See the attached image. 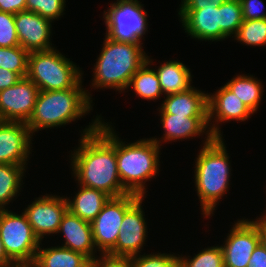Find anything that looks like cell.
<instances>
[{"mask_svg":"<svg viewBox=\"0 0 266 267\" xmlns=\"http://www.w3.org/2000/svg\"><path fill=\"white\" fill-rule=\"evenodd\" d=\"M141 197L124 215L116 245L107 253L114 257L131 258L140 255L147 237V223Z\"/></svg>","mask_w":266,"mask_h":267,"instance_id":"8fae6325","label":"cell"},{"mask_svg":"<svg viewBox=\"0 0 266 267\" xmlns=\"http://www.w3.org/2000/svg\"><path fill=\"white\" fill-rule=\"evenodd\" d=\"M19 46L15 28V14L0 12V47Z\"/></svg>","mask_w":266,"mask_h":267,"instance_id":"d6a6232c","label":"cell"},{"mask_svg":"<svg viewBox=\"0 0 266 267\" xmlns=\"http://www.w3.org/2000/svg\"><path fill=\"white\" fill-rule=\"evenodd\" d=\"M0 238L7 255L15 262H34L42 243L33 232L24 212L0 210Z\"/></svg>","mask_w":266,"mask_h":267,"instance_id":"ba28073f","label":"cell"},{"mask_svg":"<svg viewBox=\"0 0 266 267\" xmlns=\"http://www.w3.org/2000/svg\"><path fill=\"white\" fill-rule=\"evenodd\" d=\"M29 52L19 46L0 47V68L17 73L21 78L27 76Z\"/></svg>","mask_w":266,"mask_h":267,"instance_id":"83f0119b","label":"cell"},{"mask_svg":"<svg viewBox=\"0 0 266 267\" xmlns=\"http://www.w3.org/2000/svg\"><path fill=\"white\" fill-rule=\"evenodd\" d=\"M207 95L192 87L187 91L175 93L164 98L160 114H175L186 117H208Z\"/></svg>","mask_w":266,"mask_h":267,"instance_id":"ffe728a7","label":"cell"},{"mask_svg":"<svg viewBox=\"0 0 266 267\" xmlns=\"http://www.w3.org/2000/svg\"><path fill=\"white\" fill-rule=\"evenodd\" d=\"M243 20H260L266 18V11L261 10L264 7L262 0H240ZM262 7V9H260Z\"/></svg>","mask_w":266,"mask_h":267,"instance_id":"836d02e7","label":"cell"},{"mask_svg":"<svg viewBox=\"0 0 266 267\" xmlns=\"http://www.w3.org/2000/svg\"><path fill=\"white\" fill-rule=\"evenodd\" d=\"M223 252L224 267H249V260L260 243L259 218L238 220L228 233Z\"/></svg>","mask_w":266,"mask_h":267,"instance_id":"30bf717a","label":"cell"},{"mask_svg":"<svg viewBox=\"0 0 266 267\" xmlns=\"http://www.w3.org/2000/svg\"><path fill=\"white\" fill-rule=\"evenodd\" d=\"M235 40L248 46H266V18L260 20H243Z\"/></svg>","mask_w":266,"mask_h":267,"instance_id":"f1b7e54d","label":"cell"},{"mask_svg":"<svg viewBox=\"0 0 266 267\" xmlns=\"http://www.w3.org/2000/svg\"><path fill=\"white\" fill-rule=\"evenodd\" d=\"M142 44L116 42L106 36L93 68L92 88L127 90L131 77L147 60Z\"/></svg>","mask_w":266,"mask_h":267,"instance_id":"277c9868","label":"cell"},{"mask_svg":"<svg viewBox=\"0 0 266 267\" xmlns=\"http://www.w3.org/2000/svg\"><path fill=\"white\" fill-rule=\"evenodd\" d=\"M66 0H26V10L51 21L63 16Z\"/></svg>","mask_w":266,"mask_h":267,"instance_id":"4dcf8cb0","label":"cell"},{"mask_svg":"<svg viewBox=\"0 0 266 267\" xmlns=\"http://www.w3.org/2000/svg\"><path fill=\"white\" fill-rule=\"evenodd\" d=\"M249 267H266V248L259 243L249 260Z\"/></svg>","mask_w":266,"mask_h":267,"instance_id":"74e56055","label":"cell"},{"mask_svg":"<svg viewBox=\"0 0 266 267\" xmlns=\"http://www.w3.org/2000/svg\"><path fill=\"white\" fill-rule=\"evenodd\" d=\"M260 243L266 248V217L262 215L259 218Z\"/></svg>","mask_w":266,"mask_h":267,"instance_id":"60d3db41","label":"cell"},{"mask_svg":"<svg viewBox=\"0 0 266 267\" xmlns=\"http://www.w3.org/2000/svg\"><path fill=\"white\" fill-rule=\"evenodd\" d=\"M227 0H182L179 10H201L203 7L217 8Z\"/></svg>","mask_w":266,"mask_h":267,"instance_id":"d590c367","label":"cell"},{"mask_svg":"<svg viewBox=\"0 0 266 267\" xmlns=\"http://www.w3.org/2000/svg\"><path fill=\"white\" fill-rule=\"evenodd\" d=\"M79 186V191L73 200L66 197L68 210L80 219L91 223L110 199V196L101 190Z\"/></svg>","mask_w":266,"mask_h":267,"instance_id":"44dd1931","label":"cell"},{"mask_svg":"<svg viewBox=\"0 0 266 267\" xmlns=\"http://www.w3.org/2000/svg\"><path fill=\"white\" fill-rule=\"evenodd\" d=\"M188 257L178 254L179 267H224L223 252L219 245L204 248L195 256Z\"/></svg>","mask_w":266,"mask_h":267,"instance_id":"f546056e","label":"cell"},{"mask_svg":"<svg viewBox=\"0 0 266 267\" xmlns=\"http://www.w3.org/2000/svg\"><path fill=\"white\" fill-rule=\"evenodd\" d=\"M91 260L84 254L62 246H39L34 264L36 267H87Z\"/></svg>","mask_w":266,"mask_h":267,"instance_id":"603a6c76","label":"cell"},{"mask_svg":"<svg viewBox=\"0 0 266 267\" xmlns=\"http://www.w3.org/2000/svg\"><path fill=\"white\" fill-rule=\"evenodd\" d=\"M92 267H133L131 258L114 257L108 254H101L100 257L91 261Z\"/></svg>","mask_w":266,"mask_h":267,"instance_id":"e575fe53","label":"cell"},{"mask_svg":"<svg viewBox=\"0 0 266 267\" xmlns=\"http://www.w3.org/2000/svg\"><path fill=\"white\" fill-rule=\"evenodd\" d=\"M39 88L27 77L0 91V120L27 123L36 104Z\"/></svg>","mask_w":266,"mask_h":267,"instance_id":"7c38bea8","label":"cell"},{"mask_svg":"<svg viewBox=\"0 0 266 267\" xmlns=\"http://www.w3.org/2000/svg\"><path fill=\"white\" fill-rule=\"evenodd\" d=\"M224 85L237 95L253 113L257 112L264 92L263 85L258 78H253V75L238 74Z\"/></svg>","mask_w":266,"mask_h":267,"instance_id":"cb8c5ba5","label":"cell"},{"mask_svg":"<svg viewBox=\"0 0 266 267\" xmlns=\"http://www.w3.org/2000/svg\"><path fill=\"white\" fill-rule=\"evenodd\" d=\"M15 263L6 253L3 242L0 238V267L8 266Z\"/></svg>","mask_w":266,"mask_h":267,"instance_id":"ab89813d","label":"cell"},{"mask_svg":"<svg viewBox=\"0 0 266 267\" xmlns=\"http://www.w3.org/2000/svg\"><path fill=\"white\" fill-rule=\"evenodd\" d=\"M26 10V0H0V12L16 14Z\"/></svg>","mask_w":266,"mask_h":267,"instance_id":"8d00e7d4","label":"cell"},{"mask_svg":"<svg viewBox=\"0 0 266 267\" xmlns=\"http://www.w3.org/2000/svg\"><path fill=\"white\" fill-rule=\"evenodd\" d=\"M58 233L64 235L65 244H62V247L80 252L91 261L98 257L95 255L97 250L94 245L90 222L80 219L67 210L61 219Z\"/></svg>","mask_w":266,"mask_h":267,"instance_id":"ac0fdd59","label":"cell"},{"mask_svg":"<svg viewBox=\"0 0 266 267\" xmlns=\"http://www.w3.org/2000/svg\"><path fill=\"white\" fill-rule=\"evenodd\" d=\"M81 69L55 48L32 51L28 55L27 78L40 91L73 88L81 79Z\"/></svg>","mask_w":266,"mask_h":267,"instance_id":"8992f818","label":"cell"},{"mask_svg":"<svg viewBox=\"0 0 266 267\" xmlns=\"http://www.w3.org/2000/svg\"><path fill=\"white\" fill-rule=\"evenodd\" d=\"M185 32L193 39L220 41V6L201 10H179Z\"/></svg>","mask_w":266,"mask_h":267,"instance_id":"e0dca14e","label":"cell"},{"mask_svg":"<svg viewBox=\"0 0 266 267\" xmlns=\"http://www.w3.org/2000/svg\"><path fill=\"white\" fill-rule=\"evenodd\" d=\"M242 23L240 0H227L220 5V41L235 36Z\"/></svg>","mask_w":266,"mask_h":267,"instance_id":"4316f807","label":"cell"},{"mask_svg":"<svg viewBox=\"0 0 266 267\" xmlns=\"http://www.w3.org/2000/svg\"><path fill=\"white\" fill-rule=\"evenodd\" d=\"M26 166L0 164V210L5 209L21 191Z\"/></svg>","mask_w":266,"mask_h":267,"instance_id":"484cf974","label":"cell"},{"mask_svg":"<svg viewBox=\"0 0 266 267\" xmlns=\"http://www.w3.org/2000/svg\"><path fill=\"white\" fill-rule=\"evenodd\" d=\"M208 126L213 137H223L220 122L246 121L254 114L230 89L223 85L212 95H207ZM215 121H214V120ZM213 120V121H212ZM214 122L213 124L211 123ZM219 123V124H218Z\"/></svg>","mask_w":266,"mask_h":267,"instance_id":"5bb4252c","label":"cell"},{"mask_svg":"<svg viewBox=\"0 0 266 267\" xmlns=\"http://www.w3.org/2000/svg\"><path fill=\"white\" fill-rule=\"evenodd\" d=\"M82 79L70 89L39 91L36 104L26 125L32 136L38 130L54 128L79 120L92 110V96L82 88Z\"/></svg>","mask_w":266,"mask_h":267,"instance_id":"3957f363","label":"cell"},{"mask_svg":"<svg viewBox=\"0 0 266 267\" xmlns=\"http://www.w3.org/2000/svg\"><path fill=\"white\" fill-rule=\"evenodd\" d=\"M68 210L64 196L44 195L31 202L24 213L36 237L42 241L45 235L57 234L61 219Z\"/></svg>","mask_w":266,"mask_h":267,"instance_id":"4fadbf2b","label":"cell"},{"mask_svg":"<svg viewBox=\"0 0 266 267\" xmlns=\"http://www.w3.org/2000/svg\"><path fill=\"white\" fill-rule=\"evenodd\" d=\"M140 198L131 193L110 197L91 222L94 245L100 254H107L116 245L125 213Z\"/></svg>","mask_w":266,"mask_h":267,"instance_id":"9c48e42d","label":"cell"},{"mask_svg":"<svg viewBox=\"0 0 266 267\" xmlns=\"http://www.w3.org/2000/svg\"><path fill=\"white\" fill-rule=\"evenodd\" d=\"M138 0H117L104 11L106 36L116 42L142 43L148 31L147 11Z\"/></svg>","mask_w":266,"mask_h":267,"instance_id":"52a82bcc","label":"cell"},{"mask_svg":"<svg viewBox=\"0 0 266 267\" xmlns=\"http://www.w3.org/2000/svg\"><path fill=\"white\" fill-rule=\"evenodd\" d=\"M131 262L133 267H179L178 256L167 253L136 255Z\"/></svg>","mask_w":266,"mask_h":267,"instance_id":"1f68e13d","label":"cell"},{"mask_svg":"<svg viewBox=\"0 0 266 267\" xmlns=\"http://www.w3.org/2000/svg\"><path fill=\"white\" fill-rule=\"evenodd\" d=\"M31 138L26 123L0 121V164L28 165Z\"/></svg>","mask_w":266,"mask_h":267,"instance_id":"9a60e30c","label":"cell"},{"mask_svg":"<svg viewBox=\"0 0 266 267\" xmlns=\"http://www.w3.org/2000/svg\"><path fill=\"white\" fill-rule=\"evenodd\" d=\"M160 122L164 129L163 137L158 140L152 138L159 146L161 142L179 141L198 137L205 133L206 136H213L208 127V117H186L175 114H160ZM207 130V131H206Z\"/></svg>","mask_w":266,"mask_h":267,"instance_id":"d6986e66","label":"cell"},{"mask_svg":"<svg viewBox=\"0 0 266 267\" xmlns=\"http://www.w3.org/2000/svg\"><path fill=\"white\" fill-rule=\"evenodd\" d=\"M51 24V20L31 11L16 13L15 28L19 45L28 52L54 48L50 42Z\"/></svg>","mask_w":266,"mask_h":267,"instance_id":"2e32d148","label":"cell"},{"mask_svg":"<svg viewBox=\"0 0 266 267\" xmlns=\"http://www.w3.org/2000/svg\"><path fill=\"white\" fill-rule=\"evenodd\" d=\"M165 96L181 93L192 88L190 68L181 61H165L155 70Z\"/></svg>","mask_w":266,"mask_h":267,"instance_id":"7402d4cb","label":"cell"},{"mask_svg":"<svg viewBox=\"0 0 266 267\" xmlns=\"http://www.w3.org/2000/svg\"><path fill=\"white\" fill-rule=\"evenodd\" d=\"M4 267H36L34 262H20V263H13L8 266Z\"/></svg>","mask_w":266,"mask_h":267,"instance_id":"b9f144b4","label":"cell"},{"mask_svg":"<svg viewBox=\"0 0 266 267\" xmlns=\"http://www.w3.org/2000/svg\"><path fill=\"white\" fill-rule=\"evenodd\" d=\"M21 79L17 73L0 68V91L13 86Z\"/></svg>","mask_w":266,"mask_h":267,"instance_id":"f35d334b","label":"cell"},{"mask_svg":"<svg viewBox=\"0 0 266 267\" xmlns=\"http://www.w3.org/2000/svg\"><path fill=\"white\" fill-rule=\"evenodd\" d=\"M159 146L152 138L125 143L116 134V159L123 188L131 194L145 197L146 182L160 170Z\"/></svg>","mask_w":266,"mask_h":267,"instance_id":"5b68a950","label":"cell"},{"mask_svg":"<svg viewBox=\"0 0 266 267\" xmlns=\"http://www.w3.org/2000/svg\"><path fill=\"white\" fill-rule=\"evenodd\" d=\"M148 57L146 62L131 77L128 89L132 87L134 93L145 100H157L163 95V92L155 69H150L151 63L153 62Z\"/></svg>","mask_w":266,"mask_h":267,"instance_id":"d4e9b609","label":"cell"},{"mask_svg":"<svg viewBox=\"0 0 266 267\" xmlns=\"http://www.w3.org/2000/svg\"><path fill=\"white\" fill-rule=\"evenodd\" d=\"M195 161L194 181L202 215H213L230 183V161L222 137L206 136Z\"/></svg>","mask_w":266,"mask_h":267,"instance_id":"7a4b0ae2","label":"cell"},{"mask_svg":"<svg viewBox=\"0 0 266 267\" xmlns=\"http://www.w3.org/2000/svg\"><path fill=\"white\" fill-rule=\"evenodd\" d=\"M100 116L81 132L79 147L71 152V170L78 185L105 192L110 197L128 194L117 168L116 133Z\"/></svg>","mask_w":266,"mask_h":267,"instance_id":"6da1fadb","label":"cell"}]
</instances>
